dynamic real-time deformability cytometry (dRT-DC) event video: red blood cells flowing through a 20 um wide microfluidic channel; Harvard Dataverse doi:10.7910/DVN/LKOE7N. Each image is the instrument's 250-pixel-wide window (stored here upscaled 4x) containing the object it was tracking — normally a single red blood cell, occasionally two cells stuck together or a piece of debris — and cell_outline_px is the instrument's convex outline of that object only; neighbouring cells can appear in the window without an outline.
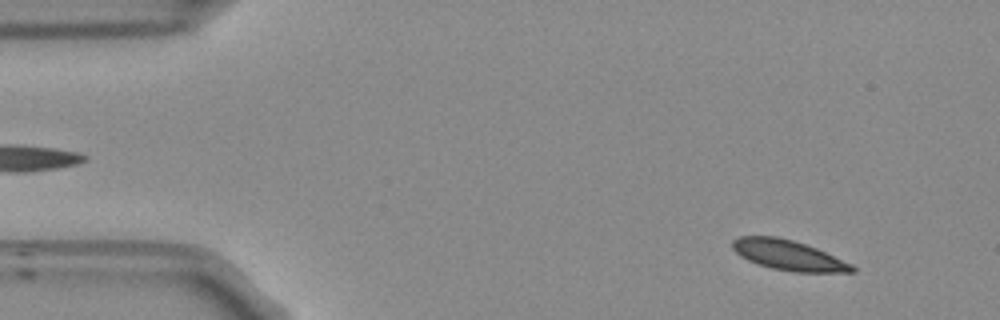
{"species": "Egyptian fruit bat (a non-hibernating species)", "species_latin": "Rousettus aegyptiacus", "temperature_condition": "room temperature", "stored_images_in_passage": 54, "camera_frame_rate_fps": 3000, "um_per_image_px": 0.085, "frame": {"image": 1, "passage_image": 5, "time_ms": 1.333, "image_size_px": [1000, 320], "cell_outline_px": [[856, 272], [796, 272], [772, 268], [748, 260], [740, 256], [732, 248], [732, 240], [740, 236], [776, 236], [792, 240], [816, 248], [852, 264], [856, 268]], "centroid_in_image_um": [67.01, 21.69], "position_along_channel_um": 18.0, "area_um2": 20.75}}
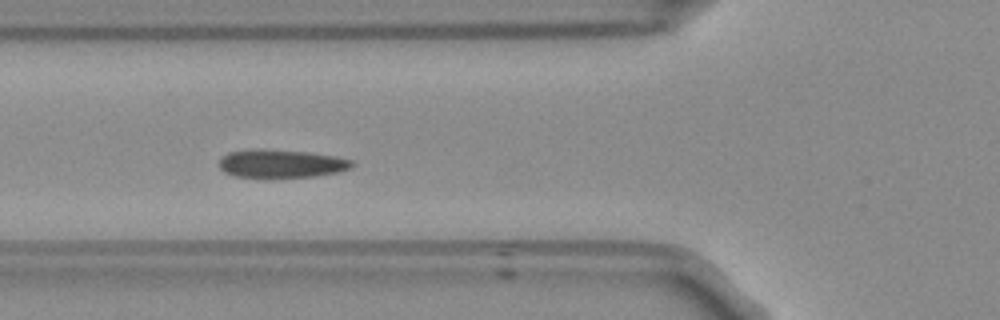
{"frame": {"image": 2, "passage_image": 19, "time_ms": 6.0, "image_size_px": [1000, 320], "cell_outline_px": [[356, 164], [352, 168], [340, 172], [316, 176], [264, 180], [236, 176], [224, 172], [220, 168], [220, 160], [228, 152], [308, 152], [332, 156], [352, 160]], "centroid_in_image_um": [23.98, 14.01], "position_along_channel_um": 101.8, "area_um2": 21.5}}
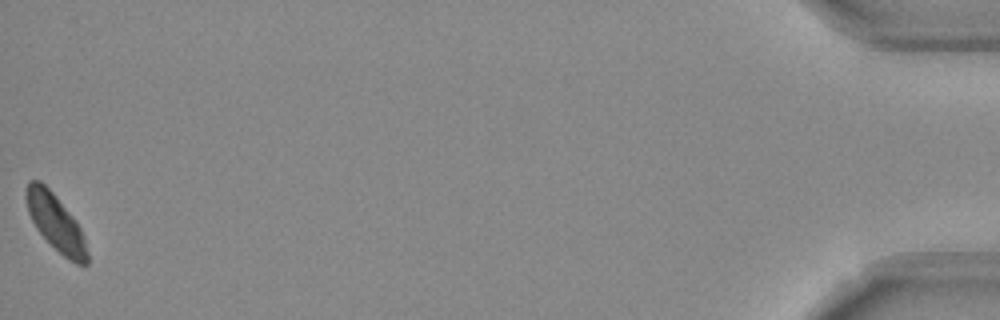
{"frame": {"image": 3, "passage_image": 54, "time_ms": 17.667, "image_size_px": [1000, 320], "cell_outline_px": [[88, 264], [76, 264], [68, 260], [36, 228], [28, 212], [24, 196], [24, 192], [28, 180], [40, 180], [52, 192], [76, 220], [84, 236], [88, 252]], "centroid_in_image_um": [4.72, 18.89], "position_along_channel_um": 430.5, "area_um2": 20.0}, "authors_computed_cell_mechanics": {"area_um2": 21.5016, "velocity_mm_per_s": 3.6987, "shape_relaxation_time_tau1_ms": 5.368, "shape_relaxation_time_tau2_ms": 1.7174, "deformation_change_tau1": 0.0959, "deformation_change_tau2": 0.0401}}